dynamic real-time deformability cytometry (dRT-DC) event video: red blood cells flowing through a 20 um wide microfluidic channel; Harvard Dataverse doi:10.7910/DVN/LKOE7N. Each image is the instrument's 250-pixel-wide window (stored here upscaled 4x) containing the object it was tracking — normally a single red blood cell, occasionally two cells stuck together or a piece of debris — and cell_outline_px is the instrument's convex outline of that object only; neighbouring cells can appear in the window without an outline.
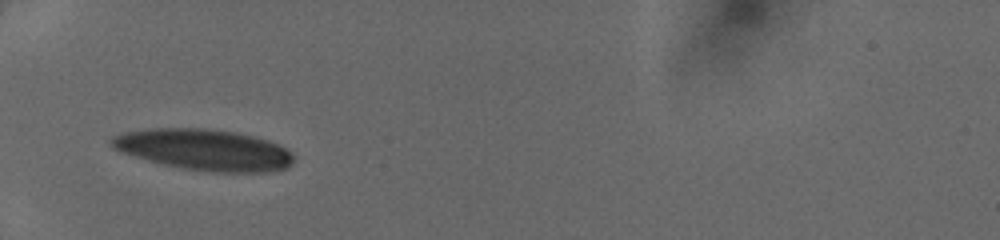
{"species": "human", "species_latin": "Homo sapiens", "temperature_condition": "cold", "stored_images_in_passage": 29, "camera_frame_rate_fps": 3000, "um_per_image_px": 0.085, "donor": {"sex": "female"}, "frame": {"image": 1, "passage_image": 1, "time_ms": 0.0, "image_size_px": [1000, 240], "cell_outline_px": [[292, 164], [288, 168], [268, 172], [208, 172], [184, 168], [164, 164], [148, 160], [120, 152], [112, 148], [108, 144], [108, 140], [112, 136], [124, 132], [152, 128], [204, 128], [236, 132], [256, 136], [280, 144], [292, 152]], "centroid_in_image_um": [17.35, 12.72], "position_along_channel_um": 67.7, "area_um2": 44.04}}
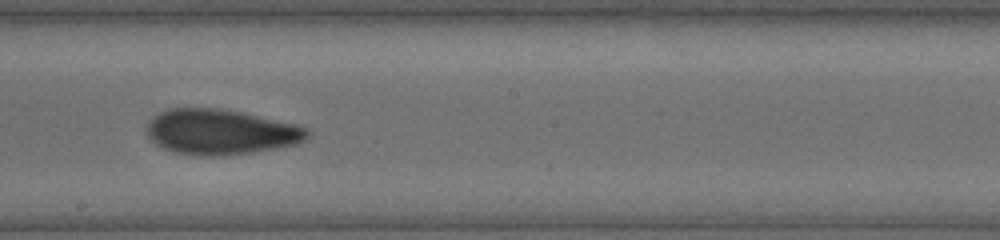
{"frame": {"image": 2, "passage_image": 13, "time_ms": 4.0, "image_size_px": [1000, 240], "cell_outline_px": [[312, 132], [308, 140], [296, 144], [276, 148], [252, 152], [220, 156], [200, 156], [176, 152], [164, 148], [156, 144], [148, 136], [148, 120], [152, 116], [168, 108], [220, 108], [240, 112], [296, 124], [308, 128]], "centroid_in_image_um": [18.79, 11.21], "position_along_channel_um": 229.4, "area_um2": 42.48}}
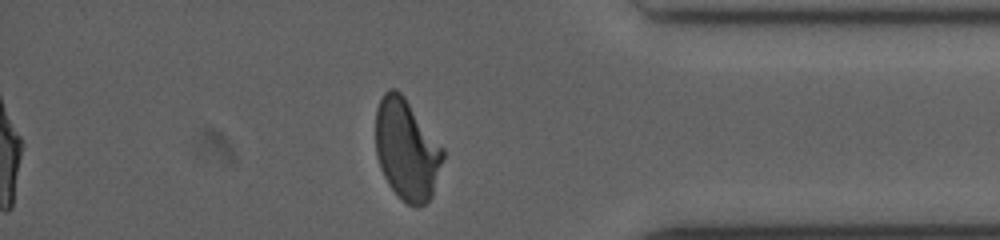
{"frame": {"image": 3, "passage_image": 26, "time_ms": 8.333, "image_size_px": [1000, 240], "cell_outline_px": [[444, 156], [432, 196], [424, 204], [416, 208], [408, 204], [388, 184], [380, 168], [376, 156], [376, 108], [384, 92], [388, 88], [396, 88], [404, 96], [444, 148]], "centroid_in_image_um": [34.56, 12.69], "position_along_channel_um": 400.6, "area_um2": 39.48}}